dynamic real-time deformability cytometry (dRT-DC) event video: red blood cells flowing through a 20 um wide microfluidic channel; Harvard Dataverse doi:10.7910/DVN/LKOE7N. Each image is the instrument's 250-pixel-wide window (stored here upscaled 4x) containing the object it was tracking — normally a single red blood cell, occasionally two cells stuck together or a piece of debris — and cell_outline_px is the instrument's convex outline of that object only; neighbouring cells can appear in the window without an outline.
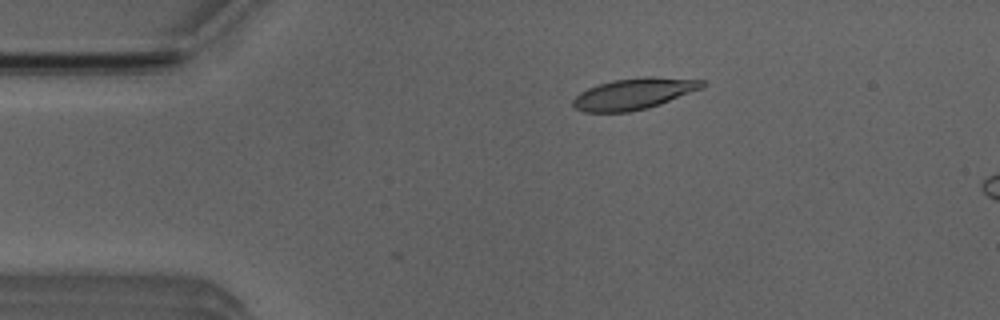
{"species": "Egyptian fruit bat (a non-hibernating species)", "species_latin": "Rousettus aegyptiacus", "temperature_condition": "room temperature", "stored_images_in_passage": 6, "camera_frame_rate_fps": 3000, "um_per_image_px": 0.085, "animal": {"sex": "male"}, "frame": {"image": 1, "passage_image": 1, "time_ms": 0.0, "image_size_px": [1000, 320], "cell_outline_px": [[704, 88], [660, 104], [648, 108], [628, 112], [584, 112], [576, 108], [572, 104], [572, 100], [580, 92], [588, 88], [612, 80], [644, 76], [652, 76], [704, 80]], "centroid_in_image_um": [53.9, 7.96], "position_along_channel_um": 31.1, "area_um2": 23.58}}